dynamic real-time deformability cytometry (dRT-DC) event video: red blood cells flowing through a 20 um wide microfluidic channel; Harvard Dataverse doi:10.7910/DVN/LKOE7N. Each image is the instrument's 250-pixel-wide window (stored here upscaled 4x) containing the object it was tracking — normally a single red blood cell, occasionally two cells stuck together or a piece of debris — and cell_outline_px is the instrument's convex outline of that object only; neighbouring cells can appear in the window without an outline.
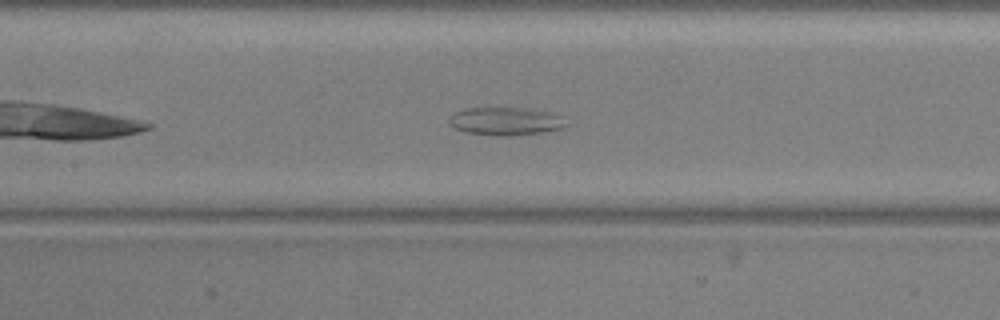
{"species": "common noctule bat (a hibernating species)", "species_latin": "Nyctalus noctula", "temperature_condition": "warm", "stored_images_in_passage": 41, "camera_frame_rate_fps": 3000, "um_per_image_px": 0.085, "animal": {"sex": "male", "body_mass_g": 20.5, "forearm_length_mm": 52.5}, "frame": {"image": 1, "passage_image": 11, "time_ms": 3.333, "image_size_px": [1000, 320], "cell_outline_px": [[568, 124], [564, 128], [544, 132], [508, 136], [496, 136], [464, 132], [452, 128], [448, 124], [448, 116], [452, 112], [464, 108], [532, 108], [552, 112], [564, 116]], "centroid_in_image_um": [42.97, 10.3], "position_along_channel_um": 164.4, "area_um2": 19.83}}
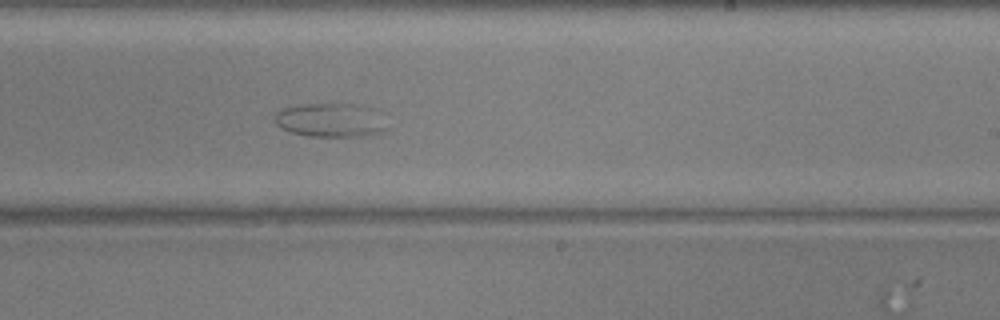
{"frame": {"image": 2, "passage_image": 19, "time_ms": 6.0, "image_size_px": [1000, 320], "cell_outline_px": [[392, 128], [380, 132], [360, 136], [308, 136], [292, 132], [276, 124], [276, 112], [280, 108], [296, 104], [364, 104], [372, 108]], "centroid_in_image_um": [28.13, 10.19], "position_along_channel_um": 260.9, "area_um2": 22.31}}
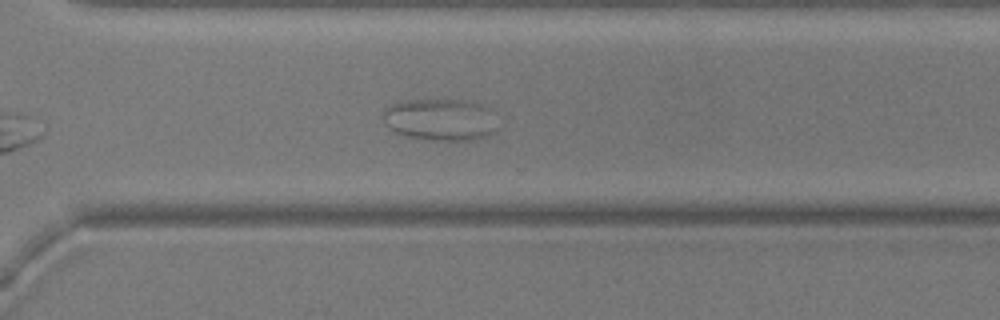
{"frame": {"image": 3, "passage_image": 25, "time_ms": 8.0, "image_size_px": [1000, 320], "cell_outline_px": [[496, 132], [488, 136], [476, 140], [428, 140], [408, 136], [396, 132], [388, 124], [384, 116], [384, 108], [392, 104], [408, 100], [444, 96], [476, 100], [492, 108], [496, 128]], "centroid_in_image_um": [37.54, 10.09], "position_along_channel_um": 333.1, "area_um2": 29.19}}